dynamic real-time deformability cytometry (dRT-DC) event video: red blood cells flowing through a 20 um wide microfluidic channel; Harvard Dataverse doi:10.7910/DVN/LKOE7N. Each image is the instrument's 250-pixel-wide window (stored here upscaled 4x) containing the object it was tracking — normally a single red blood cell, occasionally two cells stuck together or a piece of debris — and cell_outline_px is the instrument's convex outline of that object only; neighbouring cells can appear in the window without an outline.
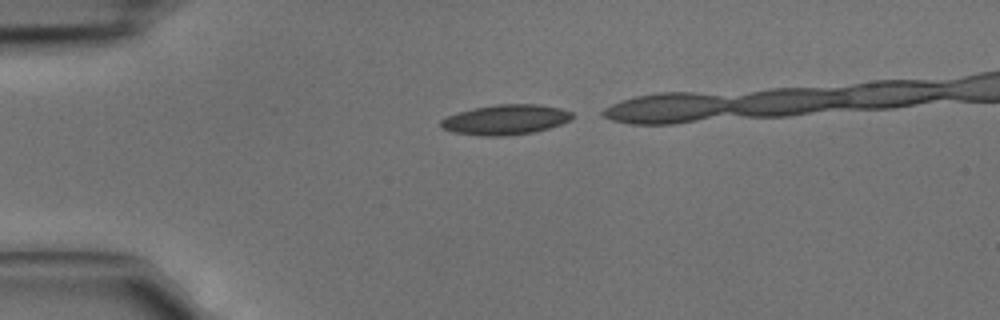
{"species": "common noctule bat (a hibernating species)", "species_latin": "Nyctalus noctula", "temperature_condition": "cold", "stored_images_in_passage": 6, "camera_frame_rate_fps": 3000, "um_per_image_px": 0.085, "animal": {"sex": "male", "body_mass_g": 15.6}, "frame": {"image": 1, "passage_image": 1, "time_ms": 0.0, "image_size_px": [1000, 320], "cell_outline_px": [[572, 120], [536, 132], [504, 136], [480, 136], [452, 132], [440, 128], [440, 120], [448, 116], [472, 108], [496, 104], [540, 104], [560, 108], [572, 112]], "centroid_in_image_um": [42.96, 10.17], "position_along_channel_um": 42.0, "area_um2": 23.18}}